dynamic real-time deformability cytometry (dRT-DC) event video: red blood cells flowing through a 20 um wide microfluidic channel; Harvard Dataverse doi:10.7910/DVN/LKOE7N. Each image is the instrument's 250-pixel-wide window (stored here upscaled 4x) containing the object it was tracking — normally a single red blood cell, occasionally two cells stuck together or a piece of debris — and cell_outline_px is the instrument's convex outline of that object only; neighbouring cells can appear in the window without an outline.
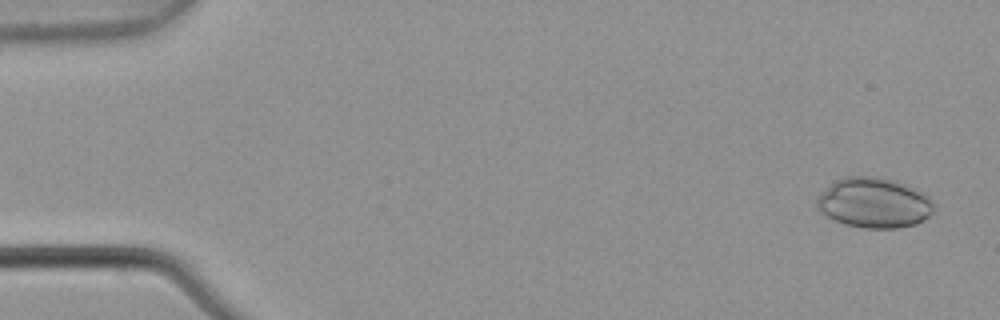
{"species": "common noctule bat (a hibernating species)", "species_latin": "Nyctalus noctula", "temperature_condition": "warm", "stored_images_in_passage": 6, "camera_frame_rate_fps": 3000, "um_per_image_px": 0.085, "animal": {"sex": "male", "body_mass_g": 21.5, "forearm_length_mm": 52.0}, "frame": {"image": 1, "passage_image": 1, "time_ms": 0.0, "image_size_px": [1000, 320], "cell_outline_px": [[936, 204], [932, 212], [928, 216], [916, 224], [900, 228], [864, 228], [844, 224], [820, 212], [816, 204], [816, 200], [820, 192], [836, 180], [848, 176], [876, 176], [892, 180], [904, 184], [928, 196]], "centroid_in_image_um": [74.28, 17.24], "position_along_channel_um": 10.7, "area_um2": 34.1}}
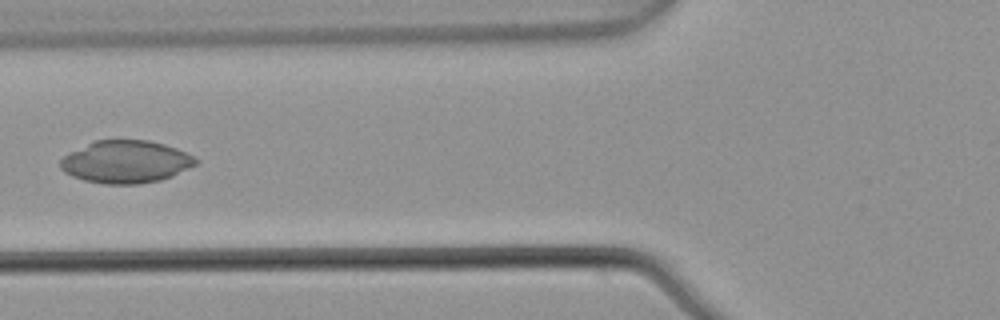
{"frame": {"image": 2, "passage_image": 6, "time_ms": 1.667, "image_size_px": [1000, 320], "cell_outline_px": [[200, 160], [196, 164], [172, 176], [160, 180], [140, 184], [104, 184], [84, 180], [72, 176], [64, 172], [60, 168], [60, 160], [64, 156], [96, 140], [148, 140], [164, 144], [176, 148]], "centroid_in_image_um": [10.7, 13.76], "position_along_channel_um": 115.1, "area_um2": 33.29}}